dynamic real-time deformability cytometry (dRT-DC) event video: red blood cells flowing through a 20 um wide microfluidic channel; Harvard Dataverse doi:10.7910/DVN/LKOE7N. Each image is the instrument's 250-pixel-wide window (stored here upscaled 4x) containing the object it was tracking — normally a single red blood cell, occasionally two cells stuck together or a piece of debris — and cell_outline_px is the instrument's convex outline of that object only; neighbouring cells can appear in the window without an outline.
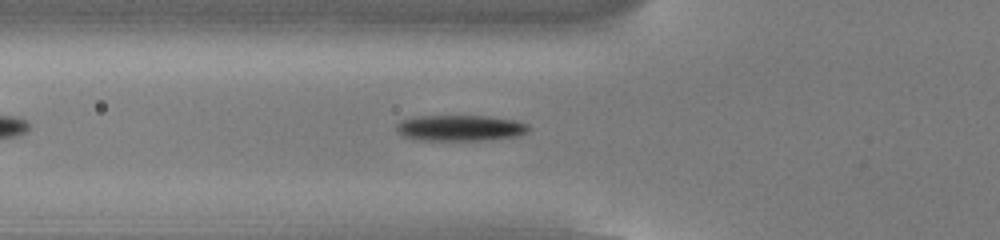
{"species": "common noctule bat (a hibernating species)", "species_latin": "Nyctalus noctula", "temperature_condition": "cold", "stored_images_in_passage": 22, "camera_frame_rate_fps": 3000, "um_per_image_px": 0.085, "animal": {"sex": "male", "body_mass_g": 13.0, "forearm_length_mm": 53.1}, "frame": {"image": 1, "passage_image": 9, "time_ms": 2.667, "image_size_px": [1000, 240], "cell_outline_px": [[532, 128], [528, 132], [520, 136], [480, 140], [420, 140], [404, 136], [396, 128], [396, 124], [404, 120], [416, 116], [488, 116], [516, 120], [528, 124]], "centroid_in_image_um": [39.2, 10.87], "position_along_channel_um": 86.6, "area_um2": 19.94}}
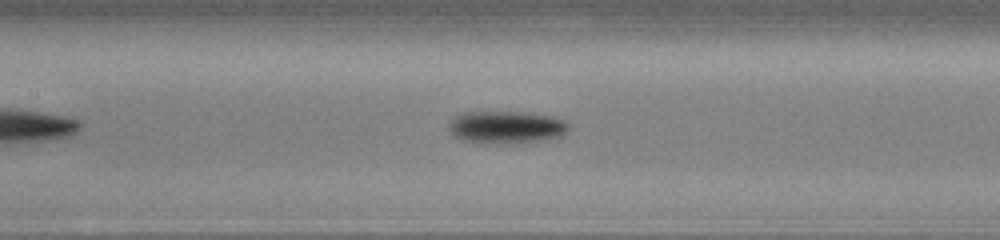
{"frame": {"image": 2, "passage_image": 15, "time_ms": 4.667, "image_size_px": [1000, 240], "cell_outline_px": [[568, 128], [564, 132], [556, 136], [540, 140], [504, 144], [476, 144], [460, 140], [448, 128], [448, 124], [460, 112], [516, 112], [548, 116], [568, 120]], "centroid_in_image_um": [42.94, 10.82], "position_along_channel_um": 164.5, "area_um2": 22.6}}
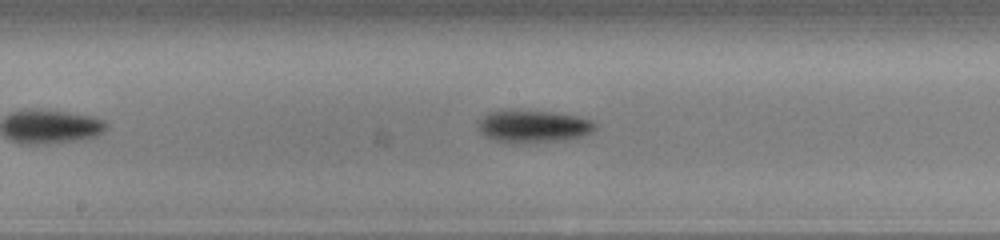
{"frame": {"image": 3, "passage_image": 18, "time_ms": 5.667, "image_size_px": [1000, 240], "cell_outline_px": [[596, 128], [592, 132], [580, 136], [564, 140], [532, 144], [512, 144], [492, 140], [484, 136], [480, 132], [480, 120], [488, 112], [548, 112], [576, 116], [592, 120], [596, 124]], "centroid_in_image_um": [45.35, 10.8], "position_along_channel_um": 202.9, "area_um2": 21.85}}